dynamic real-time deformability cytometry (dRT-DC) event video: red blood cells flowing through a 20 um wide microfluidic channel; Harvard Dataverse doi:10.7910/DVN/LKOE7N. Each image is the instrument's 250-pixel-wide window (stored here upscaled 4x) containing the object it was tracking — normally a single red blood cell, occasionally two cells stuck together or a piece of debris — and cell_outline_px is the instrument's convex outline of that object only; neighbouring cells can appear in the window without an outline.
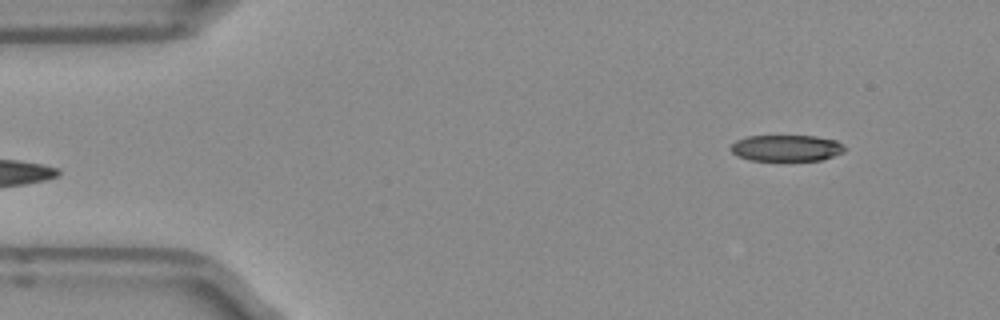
{"species": "Egyptian fruit bat (a non-hibernating species)", "species_latin": "Rousettus aegyptiacus", "temperature_condition": "room temperature", "stored_images_in_passage": 11, "camera_frame_rate_fps": 3000, "um_per_image_px": 0.085, "frame": {"image": 1, "passage_image": 1, "time_ms": 0.0, "image_size_px": [1000, 320], "cell_outline_px": [[844, 152], [820, 160], [748, 160], [736, 156], [732, 152], [732, 144], [736, 140], [748, 136], [816, 136], [836, 140], [844, 148]], "centroid_in_image_um": [66.81, 12.58], "position_along_channel_um": 18.2, "area_um2": 17.28}}
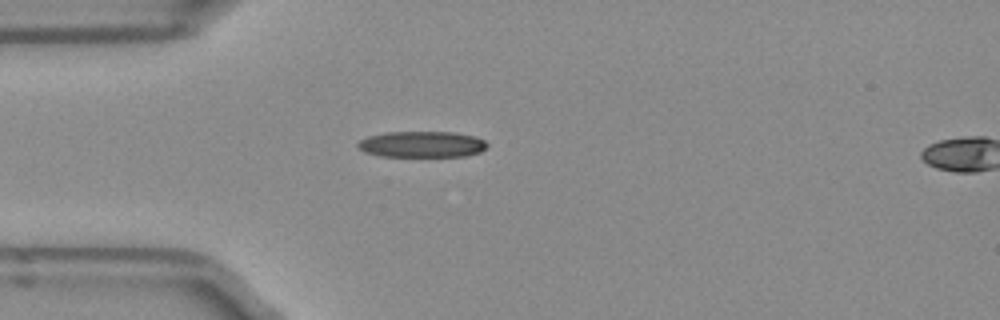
{"frame": {"image": 2, "passage_image": 9, "time_ms": 2.667, "image_size_px": [1000, 320], "cell_outline_px": [[488, 144], [480, 152], [464, 156], [380, 156], [364, 152], [356, 148], [356, 144], [360, 140], [368, 136], [384, 132], [456, 132], [476, 136], [484, 140]], "centroid_in_image_um": [35.83, 12.26], "position_along_channel_um": 49.2, "area_um2": 19.83}}